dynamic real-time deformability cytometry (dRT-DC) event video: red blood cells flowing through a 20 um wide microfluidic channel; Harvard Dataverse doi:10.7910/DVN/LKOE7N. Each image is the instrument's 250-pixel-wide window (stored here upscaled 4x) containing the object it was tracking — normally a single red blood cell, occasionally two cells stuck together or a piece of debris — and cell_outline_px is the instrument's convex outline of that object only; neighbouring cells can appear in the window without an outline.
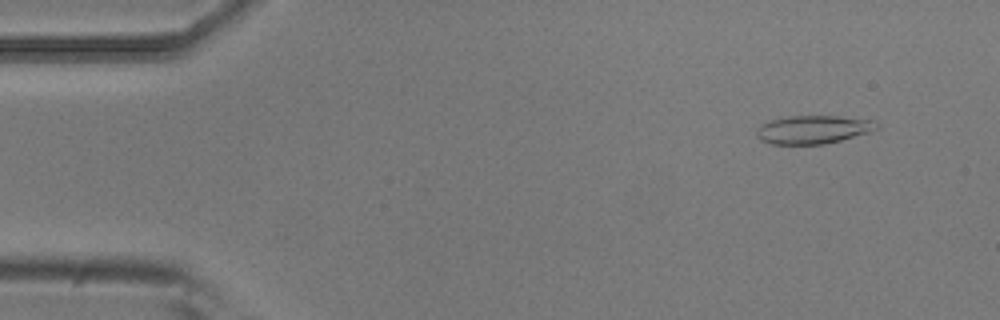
{"species": "common noctule bat (a hibernating species)", "species_latin": "Nyctalus noctula", "temperature_condition": "room temperature", "stored_images_in_passage": 5, "camera_frame_rate_fps": 3000, "um_per_image_px": 0.085, "animal": {"sex": "male", "body_mass_g": 20.5, "forearm_length_mm": 52.5}, "frame": {"image": 1, "passage_image": 1, "time_ms": 0.0, "image_size_px": [1000, 320], "cell_outline_px": [[880, 128], [868, 132], [840, 140], [824, 144], [772, 144], [760, 140], [756, 136], [756, 128], [760, 124], [772, 120], [788, 116], [836, 116], [872, 120], [880, 124]], "centroid_in_image_um": [69.09, 11.01], "position_along_channel_um": 15.9, "area_um2": 19.77}}
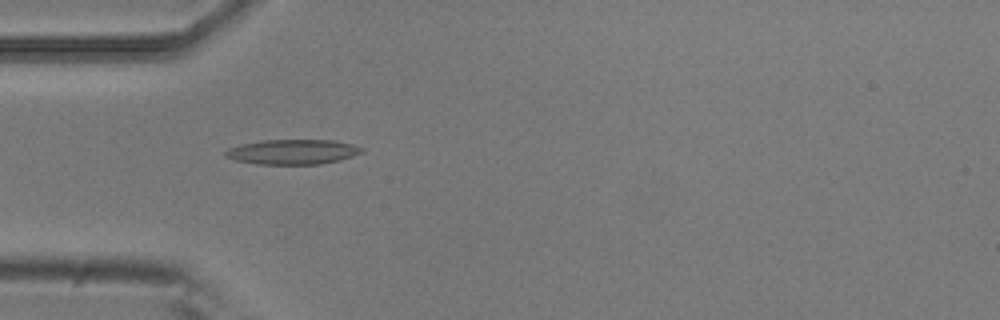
{"frame": {"image": 2, "passage_image": 4, "time_ms": 1.0, "image_size_px": [1000, 320], "cell_outline_px": [[364, 152], [340, 160], [320, 164], [256, 164], [236, 160], [224, 156], [224, 152], [228, 148], [260, 140], [332, 140], [352, 144], [364, 148]], "centroid_in_image_um": [24.89, 12.91], "position_along_channel_um": 60.1, "area_um2": 19.77}}
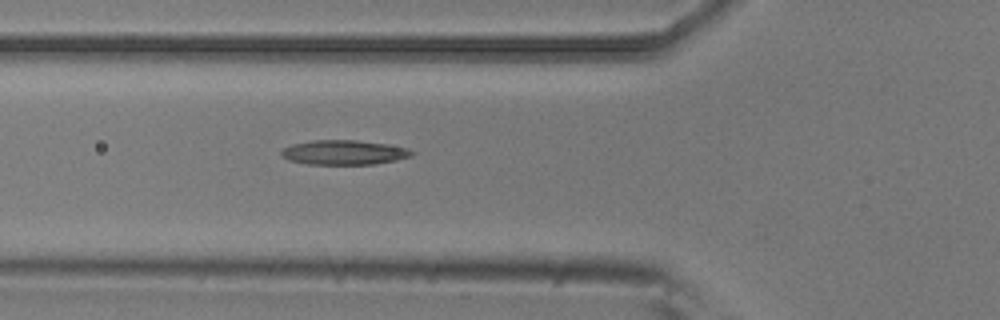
{"frame": {"image": 3, "passage_image": 5, "time_ms": 1.333, "image_size_px": [1000, 320], "cell_outline_px": [[416, 152], [412, 156], [396, 160], [372, 164], [308, 164], [288, 160], [280, 156], [280, 152], [284, 148], [292, 144], [312, 140], [356, 140], [388, 144], [408, 148]], "centroid_in_image_um": [29.24, 12.95], "position_along_channel_um": 96.6, "area_um2": 18.79}}